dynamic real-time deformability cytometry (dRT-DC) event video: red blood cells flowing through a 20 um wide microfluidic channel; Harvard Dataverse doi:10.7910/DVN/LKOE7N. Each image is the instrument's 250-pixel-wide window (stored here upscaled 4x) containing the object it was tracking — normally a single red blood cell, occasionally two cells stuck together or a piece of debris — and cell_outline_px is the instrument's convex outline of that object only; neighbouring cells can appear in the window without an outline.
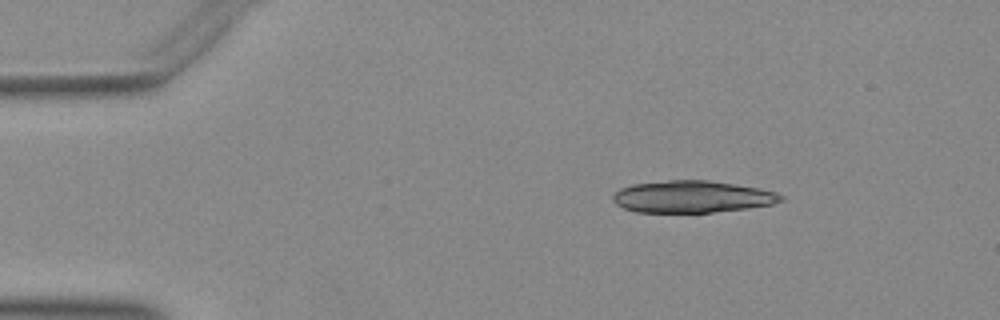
{"species": "Egyptian fruit bat (a non-hibernating species)", "species_latin": "Rousettus aegyptiacus", "temperature_condition": "warm", "stored_images_in_passage": 43, "segment_of_instrument_passage": [1, 2], "camera_frame_rate_fps": 3000, "um_per_image_px": 0.085, "animal": {"sex": "female"}, "frame": {"image": 1, "passage_image": 1, "time_ms": 0.0, "image_size_px": [1000, 320], "cell_outline_px": [[784, 200], [772, 204], [748, 208], [712, 212], [636, 212], [624, 208], [616, 204], [612, 200], [612, 196], [620, 188], [632, 184], [668, 180], [708, 180], [760, 188], [776, 192], [784, 196]], "centroid_in_image_um": [58.83, 16.72], "position_along_channel_um": 26.2, "area_um2": 31.33}}